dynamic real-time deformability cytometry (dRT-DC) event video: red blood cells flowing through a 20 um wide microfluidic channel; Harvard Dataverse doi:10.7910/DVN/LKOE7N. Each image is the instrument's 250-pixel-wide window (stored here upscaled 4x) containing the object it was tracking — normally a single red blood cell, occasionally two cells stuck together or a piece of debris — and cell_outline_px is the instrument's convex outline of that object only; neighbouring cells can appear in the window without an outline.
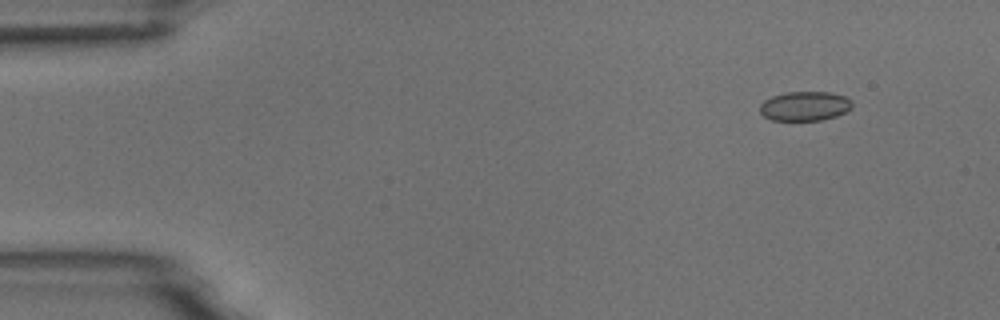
{"species": "common noctule bat (a hibernating species)", "species_latin": "Nyctalus noctula", "temperature_condition": "room temperature", "stored_images_in_passage": 5, "camera_frame_rate_fps": 3000, "um_per_image_px": 0.085, "animal": {"sex": "male", "body_mass_g": 18.8}, "frame": {"image": 1, "passage_image": 2, "time_ms": 1.667, "image_size_px": [1000, 320], "cell_outline_px": [[852, 108], [836, 116], [820, 120], [772, 120], [764, 116], [760, 112], [760, 104], [764, 100], [772, 96], [784, 92], [832, 92], [844, 96], [852, 100]], "centroid_in_image_um": [68.41, 9.01], "position_along_channel_um": 16.6, "area_um2": 15.84}}
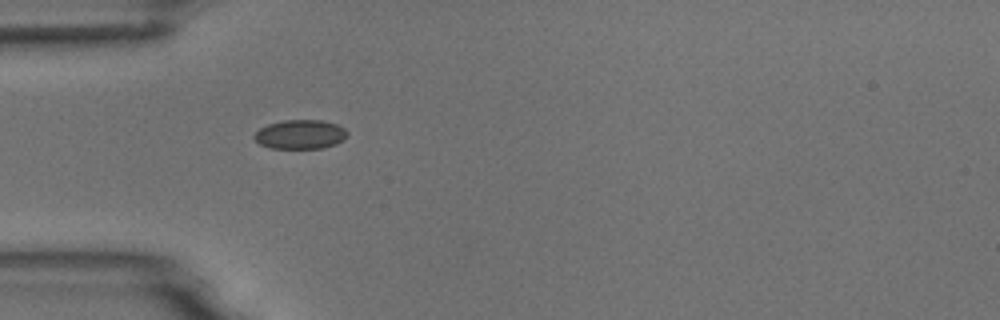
{"frame": {"image": 2, "passage_image": 5, "time_ms": 5.333, "image_size_px": [1000, 320], "cell_outline_px": [[348, 136], [344, 140], [336, 144], [320, 148], [272, 148], [260, 144], [252, 136], [260, 128], [268, 124], [284, 120], [324, 120], [336, 124], [344, 128], [348, 132]], "centroid_in_image_um": [25.55, 11.42], "position_along_channel_um": 59.5, "area_um2": 15.84}}